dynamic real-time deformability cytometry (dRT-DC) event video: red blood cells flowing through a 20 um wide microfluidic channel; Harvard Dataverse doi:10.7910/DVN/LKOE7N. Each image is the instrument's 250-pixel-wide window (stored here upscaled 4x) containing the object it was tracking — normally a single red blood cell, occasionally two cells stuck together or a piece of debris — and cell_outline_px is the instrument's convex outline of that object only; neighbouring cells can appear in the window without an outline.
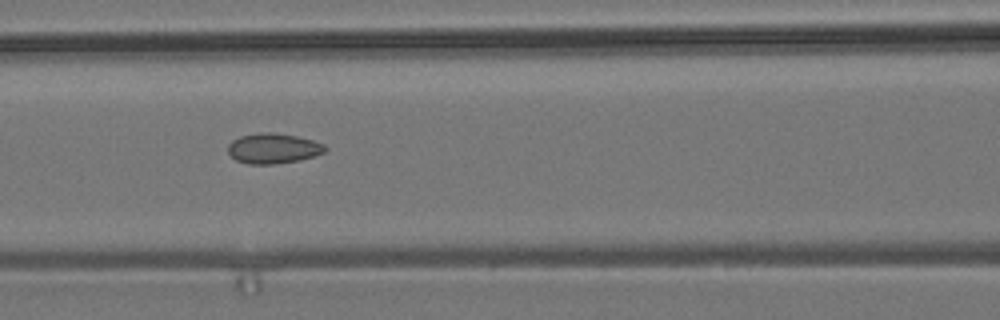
{"species": "common noctule bat (a hibernating species)", "species_latin": "Nyctalus noctula", "temperature_condition": "room temperature", "stored_images_in_passage": 7, "camera_frame_rate_fps": 3000, "um_per_image_px": 0.085, "animal": {"sex": "male", "body_mass_g": 19.2, "forearm_length_mm": 51.8}, "frame": {"image": 1, "passage_image": 6, "time_ms": 7.0, "image_size_px": [1000, 320], "cell_outline_px": [[328, 148], [324, 152], [300, 160], [272, 164], [248, 164], [236, 160], [228, 152], [228, 144], [232, 140], [240, 136], [260, 132], [272, 132], [296, 136], [312, 140], [324, 144]], "centroid_in_image_um": [23.2, 12.61], "position_along_channel_um": 143.4, "area_um2": 17.05}}
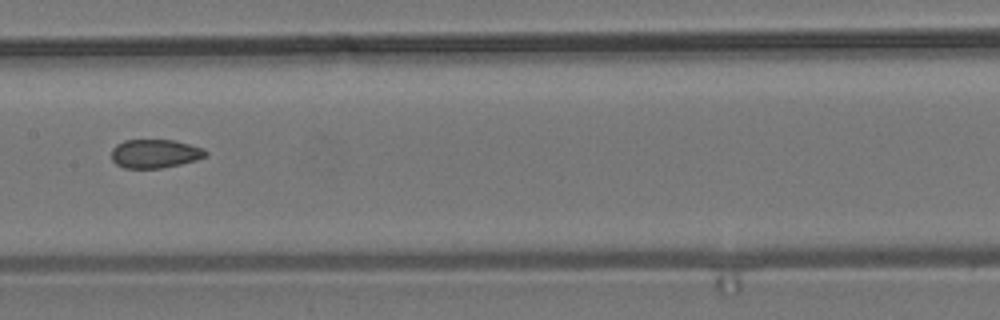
{"frame": {"image": 2, "passage_image": 7, "time_ms": 8.333, "image_size_px": [1000, 320], "cell_outline_px": [[208, 156], [196, 160], [180, 164], [160, 168], [124, 168], [116, 164], [112, 160], [112, 148], [116, 144], [124, 140], [176, 140], [204, 148], [208, 152]], "centroid_in_image_um": [13.19, 13.05], "position_along_channel_um": 194.2, "area_um2": 15.9}}